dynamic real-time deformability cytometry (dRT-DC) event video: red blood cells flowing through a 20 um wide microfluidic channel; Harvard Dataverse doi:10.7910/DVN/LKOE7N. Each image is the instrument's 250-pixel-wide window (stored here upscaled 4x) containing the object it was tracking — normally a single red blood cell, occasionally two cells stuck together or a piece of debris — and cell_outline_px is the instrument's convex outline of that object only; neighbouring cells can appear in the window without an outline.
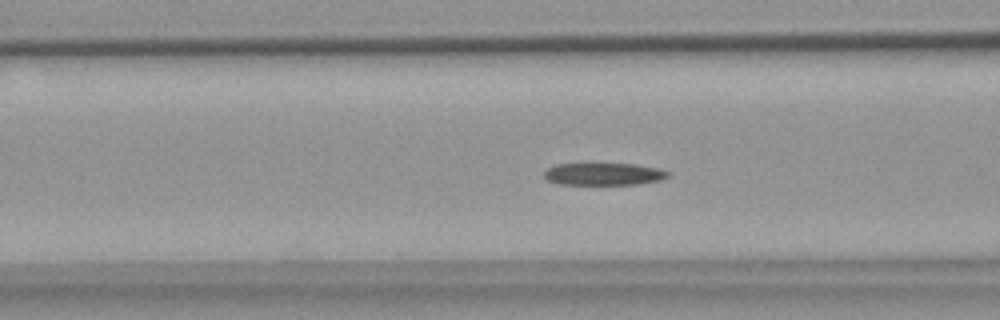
{"species": "common noctule bat (a hibernating species)", "species_latin": "Nyctalus noctula", "temperature_condition": "warm", "stored_images_in_passage": 47, "camera_frame_rate_fps": 3000, "um_per_image_px": 0.085, "animal": {"sex": "female", "body_mass_g": 18.4}, "frame": {"image": 1, "passage_image": 20, "time_ms": 6.333, "image_size_px": [1000, 320], "cell_outline_px": [[668, 176], [660, 180], [640, 184], [560, 184], [548, 180], [544, 176], [544, 172], [548, 168], [556, 164], [632, 164], [656, 168], [668, 172]], "centroid_in_image_um": [51.29, 14.8], "position_along_channel_um": 115.3, "area_um2": 15.78}}
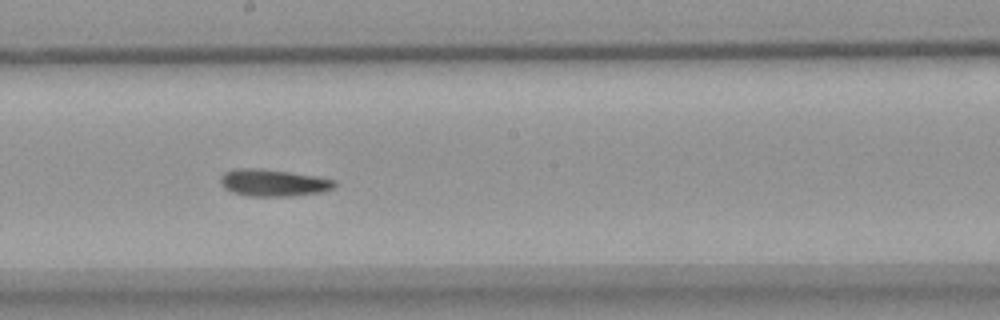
{"frame": {"image": 2, "passage_image": 29, "time_ms": 9.333, "image_size_px": [1000, 320], "cell_outline_px": [[336, 184], [332, 188], [320, 192], [292, 196], [248, 196], [232, 192], [224, 188], [220, 180], [224, 172], [236, 168], [260, 168], [288, 172], [336, 180]], "centroid_in_image_um": [23.19, 15.54], "position_along_channel_um": 225.0, "area_um2": 17.74}}
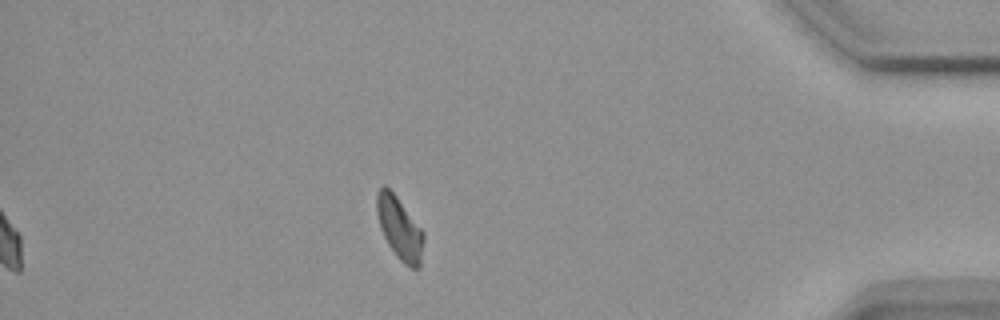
{"frame": {"image": 3, "passage_image": 47, "time_ms": 15.333, "image_size_px": [1000, 320], "cell_outline_px": [[424, 240], [420, 268], [412, 268], [404, 264], [400, 260], [388, 244], [380, 228], [376, 212], [376, 192], [384, 184], [396, 196], [424, 232]], "centroid_in_image_um": [33.96, 19.4], "position_along_channel_um": 401.2, "area_um2": 16.99}}